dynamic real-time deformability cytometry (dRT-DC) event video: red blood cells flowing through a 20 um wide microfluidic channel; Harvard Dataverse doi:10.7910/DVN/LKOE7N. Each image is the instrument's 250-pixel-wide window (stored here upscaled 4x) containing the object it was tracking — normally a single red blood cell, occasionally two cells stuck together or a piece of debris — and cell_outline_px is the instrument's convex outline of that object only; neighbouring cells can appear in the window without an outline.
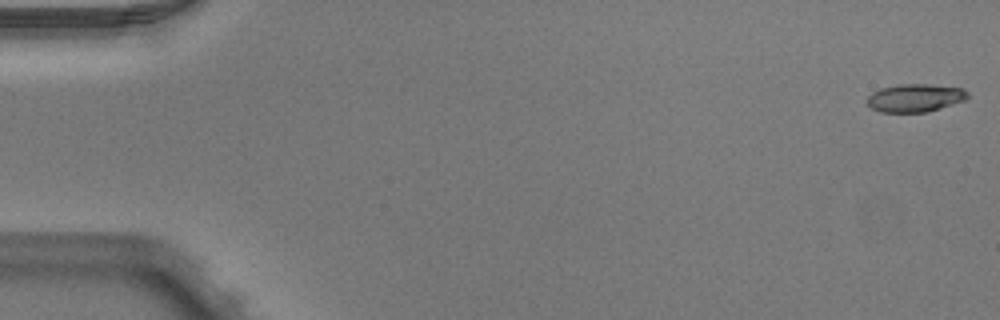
{"species": "Egyptian fruit bat (a non-hibernating species)", "species_latin": "Rousettus aegyptiacus", "temperature_condition": "warm", "stored_images_in_passage": 51, "camera_frame_rate_fps": 3000, "um_per_image_px": 0.085, "animal": {"sex": "male"}, "frame": {"image": 1, "passage_image": 1, "time_ms": 0.0, "image_size_px": [1000, 320], "cell_outline_px": [[968, 96], [964, 100], [928, 112], [880, 112], [872, 108], [868, 104], [868, 96], [872, 92], [880, 88], [900, 84], [928, 84], [960, 88], [968, 92]], "centroid_in_image_um": [77.76, 8.32], "position_along_channel_um": 7.2, "area_um2": 16.24}}
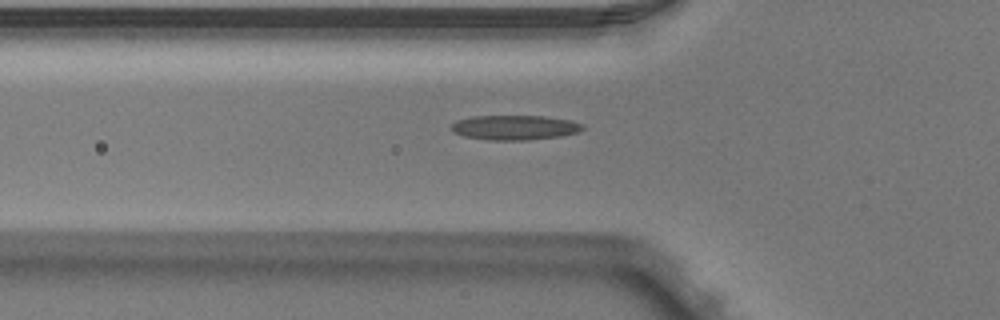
{"frame": {"image": 2, "passage_image": 18, "time_ms": 5.667, "image_size_px": [1000, 320], "cell_outline_px": [[584, 128], [576, 132], [560, 136], [528, 140], [488, 140], [464, 136], [452, 132], [452, 124], [456, 120], [472, 116], [544, 116], [572, 120], [584, 124]], "centroid_in_image_um": [43.74, 10.83], "position_along_channel_um": 82.1, "area_um2": 18.96}}
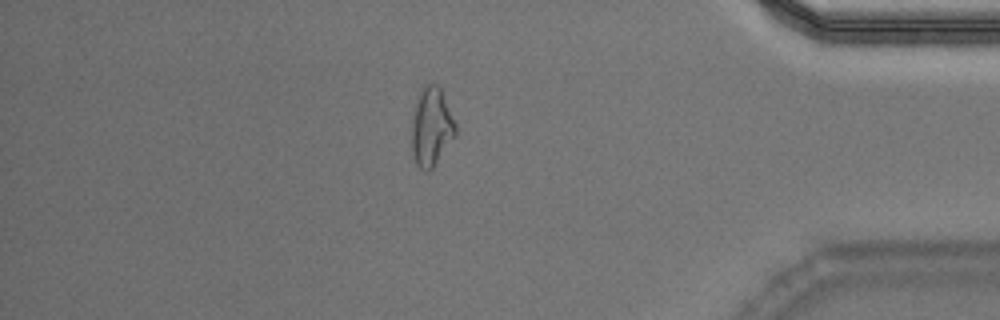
{"frame": {"image": 3, "passage_image": 44, "time_ms": 14.333, "image_size_px": [1000, 320], "cell_outline_px": [[456, 136], [432, 168], [428, 172], [424, 172], [416, 164], [412, 156], [412, 120], [416, 100], [420, 92], [428, 84], [436, 84], [440, 88], [456, 124]], "centroid_in_image_um": [36.66, 10.84], "position_along_channel_um": 398.5, "area_um2": 19.94}, "authors_computed_cell_mechanics": {"area_um2": 17.8024, "velocity_mm_per_s": 4.0064, "shape_relaxation_time_tau1_ms": null, "shape_relaxation_time_tau2_ms": 2.8754, "deformation_change_tau1": null, "deformation_change_tau2": 0.0961}}